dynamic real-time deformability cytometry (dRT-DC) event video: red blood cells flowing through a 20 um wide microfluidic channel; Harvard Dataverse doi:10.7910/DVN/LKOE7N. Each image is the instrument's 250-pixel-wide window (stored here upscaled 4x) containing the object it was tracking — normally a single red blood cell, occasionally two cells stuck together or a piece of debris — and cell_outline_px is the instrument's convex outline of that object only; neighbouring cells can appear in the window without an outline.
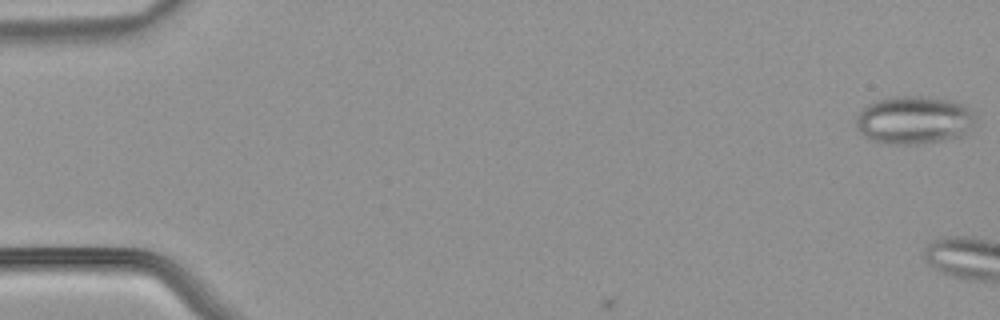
{"species": "common noctule bat (a hibernating species)", "species_latin": "Nyctalus noctula", "temperature_condition": "warm", "stored_images_in_passage": 5, "camera_frame_rate_fps": 3000, "um_per_image_px": 0.085, "animal": {"sex": "male", "body_mass_g": 21.5, "forearm_length_mm": 52.0}, "frame": {"image": 1, "passage_image": 1, "time_ms": 0.0, "image_size_px": [1000, 320], "cell_outline_px": [[976, 116], [972, 124], [960, 136], [924, 144], [888, 144], [872, 140], [864, 136], [856, 128], [856, 116], [868, 104], [876, 100], [896, 96], [924, 96], [952, 100], [964, 104]], "centroid_in_image_um": [77.66, 10.2], "position_along_channel_um": 7.3, "area_um2": 33.41}}